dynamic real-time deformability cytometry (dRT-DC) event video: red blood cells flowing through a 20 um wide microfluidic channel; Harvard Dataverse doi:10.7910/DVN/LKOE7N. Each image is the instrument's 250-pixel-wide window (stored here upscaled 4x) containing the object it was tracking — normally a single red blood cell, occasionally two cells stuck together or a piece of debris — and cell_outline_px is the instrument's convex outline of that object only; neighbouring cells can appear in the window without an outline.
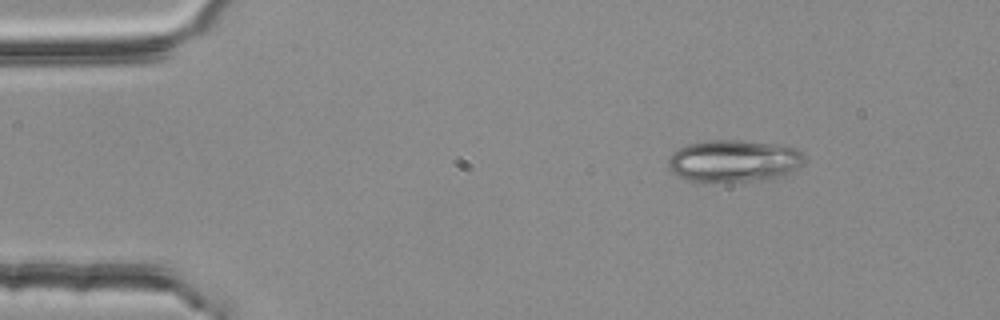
{"species": "common noctule bat (a hibernating species)", "species_latin": "Nyctalus noctula", "temperature_condition": "room temperature", "stored_images_in_passage": 3, "camera_frame_rate_fps": 3000, "um_per_image_px": 0.085, "animal": {"sex": "female", "body_mass_g": 25.1}, "frame": {"image": 1, "passage_image": 1, "time_ms": 0.0, "image_size_px": [1000, 320], "cell_outline_px": [[804, 160], [792, 172], [768, 180], [684, 180], [672, 172], [668, 168], [668, 160], [672, 152], [688, 144], [708, 140], [740, 140], [780, 144], [796, 148], [800, 152]], "centroid_in_image_um": [62.36, 13.65], "position_along_channel_um": 22.6, "area_um2": 33.06}}